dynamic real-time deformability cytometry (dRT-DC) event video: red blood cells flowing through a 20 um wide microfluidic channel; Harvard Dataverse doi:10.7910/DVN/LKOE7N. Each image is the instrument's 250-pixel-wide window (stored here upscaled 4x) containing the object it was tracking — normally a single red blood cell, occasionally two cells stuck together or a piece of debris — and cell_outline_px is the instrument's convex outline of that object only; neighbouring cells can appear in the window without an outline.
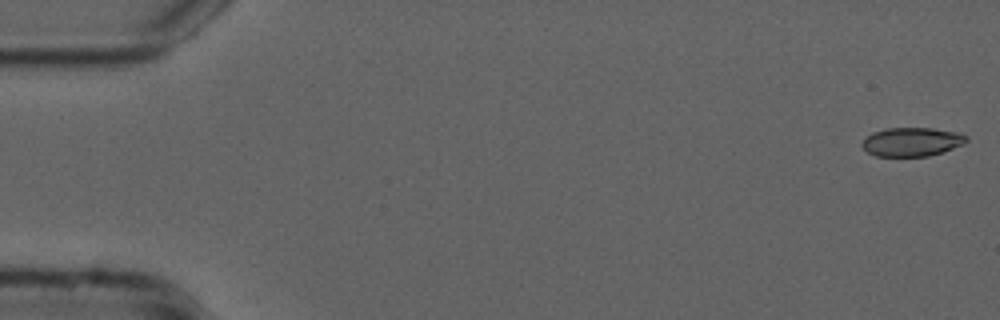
{"species": "common noctule bat (a hibernating species)", "species_latin": "Nyctalus noctula", "temperature_condition": "cold", "stored_images_in_passage": 54, "camera_frame_rate_fps": 3000, "um_per_image_px": 0.085, "animal": {"sex": "male", "forearm_length_mm": 52.5}, "frame": {"image": 1, "passage_image": 1, "time_ms": 0.0, "image_size_px": [1000, 320], "cell_outline_px": [[968, 140], [964, 144], [928, 156], [876, 156], [868, 152], [860, 144], [872, 132], [884, 128], [932, 128], [960, 132], [968, 136]], "centroid_in_image_um": [77.52, 12.04], "position_along_channel_um": 7.5, "area_um2": 17.51}}
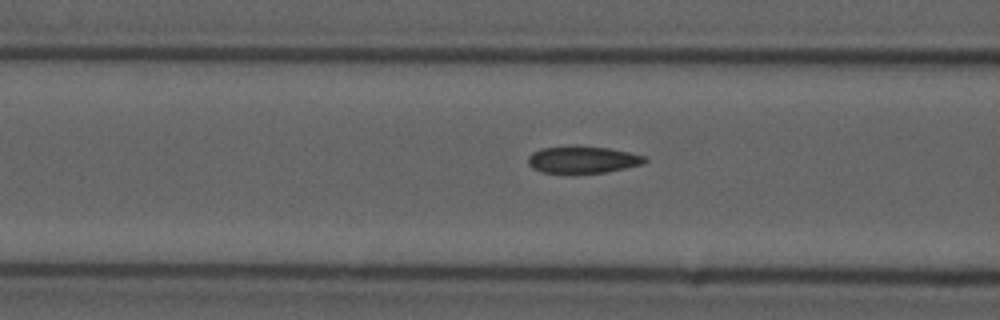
{"frame": {"image": 2, "passage_image": 21, "time_ms": 6.667, "image_size_px": [1000, 320], "cell_outline_px": [[648, 160], [644, 164], [604, 172], [540, 172], [532, 168], [528, 164], [528, 156], [532, 152], [540, 148], [608, 148], [648, 156]], "centroid_in_image_um": [49.56, 13.59], "position_along_channel_um": 117.0, "area_um2": 17.63}}
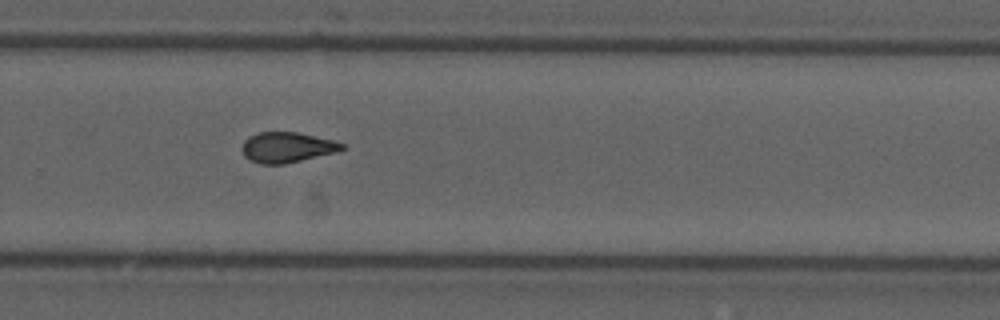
{"frame": {"image": 3, "passage_image": 36, "time_ms": 11.667, "image_size_px": [1000, 320], "cell_outline_px": [[348, 148], [336, 152], [284, 164], [260, 164], [244, 156], [240, 148], [244, 140], [248, 136], [260, 132], [296, 132], [332, 140], [344, 144]], "centroid_in_image_um": [24.37, 12.52], "position_along_channel_um": 305.4, "area_um2": 17.69}, "authors_computed_cell_mechanics": {"area_um2": 18.2648, "velocity_mm_per_s": 3.7744, "shape_relaxation_time_tau1_ms": null, "shape_relaxation_time_tau2_ms": 2.7181, "deformation_change_tau1": null, "deformation_change_tau2": 0.0637}}